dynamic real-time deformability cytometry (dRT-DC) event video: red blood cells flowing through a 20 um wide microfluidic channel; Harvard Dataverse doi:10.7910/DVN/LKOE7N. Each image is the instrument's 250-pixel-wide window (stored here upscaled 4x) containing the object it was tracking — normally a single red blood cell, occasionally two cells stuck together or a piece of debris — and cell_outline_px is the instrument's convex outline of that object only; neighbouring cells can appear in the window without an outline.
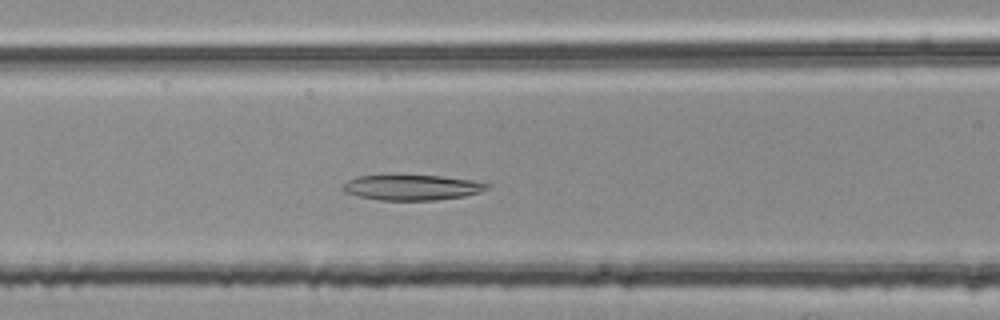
{"species": "common noctule bat (a hibernating species)", "species_latin": "Nyctalus noctula", "temperature_condition": "room temperature", "stored_images_in_passage": 39, "camera_frame_rate_fps": 3000, "um_per_image_px": 0.085, "animal": {"sex": "female", "body_mass_g": 25.1}, "frame": {"image": 1, "passage_image": 16, "time_ms": 5.0, "image_size_px": [1000, 320], "cell_outline_px": [[492, 184], [488, 188], [480, 192], [464, 196], [436, 200], [380, 200], [360, 196], [344, 192], [344, 184], [348, 180], [356, 176], [440, 176], [472, 180]], "centroid_in_image_um": [35.06, 15.94], "position_along_channel_um": 131.5, "area_um2": 20.98}}
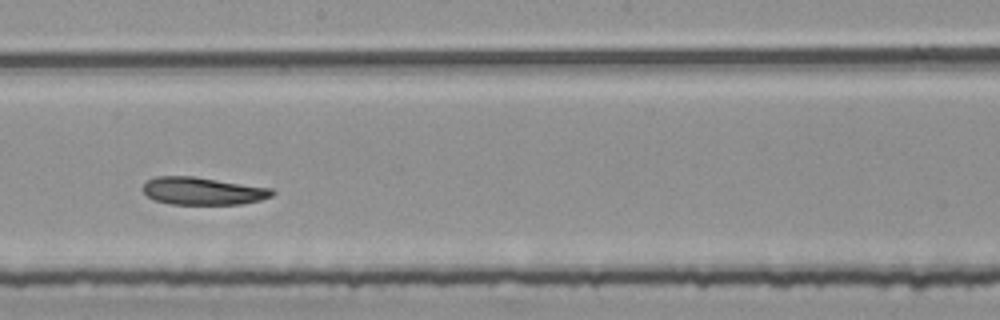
{"frame": {"image": 2, "passage_image": 24, "time_ms": 7.667, "image_size_px": [1000, 320], "cell_outline_px": [[276, 192], [272, 196], [260, 200], [240, 204], [168, 204], [156, 200], [148, 196], [140, 188], [148, 180], [156, 176], [192, 176], [272, 188]], "centroid_in_image_um": [17.23, 16.23], "position_along_channel_um": 231.0, "area_um2": 20.75}}
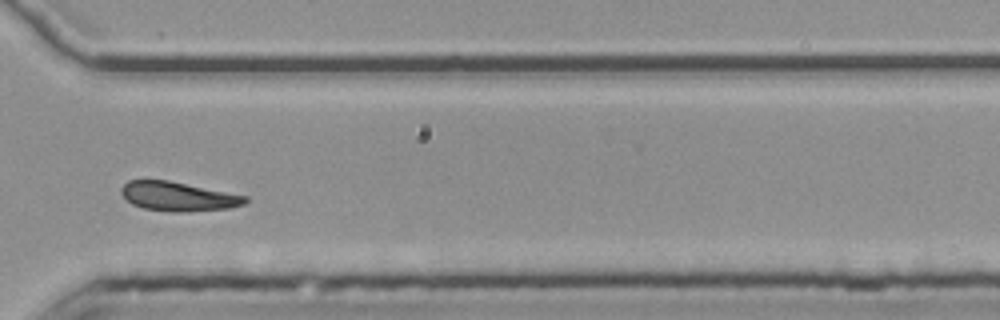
{"frame": {"image": 3, "passage_image": 34, "time_ms": 11.0, "image_size_px": [1000, 320], "cell_outline_px": [[248, 200], [244, 204], [232, 208], [184, 212], [172, 212], [144, 208], [132, 204], [120, 192], [120, 188], [128, 180], [168, 180], [248, 196]], "centroid_in_image_um": [15.16, 16.7], "position_along_channel_um": 355.4, "area_um2": 21.1}, "authors_computed_cell_mechanics": {"area_um2": 21.5016, "velocity_mm_per_s": 3.7333, "shape_relaxation_time_tau1_ms": 11.298, "shape_relaxation_time_tau2_ms": null, "deformation_change_tau1": 0.2015, "deformation_change_tau2": null}}